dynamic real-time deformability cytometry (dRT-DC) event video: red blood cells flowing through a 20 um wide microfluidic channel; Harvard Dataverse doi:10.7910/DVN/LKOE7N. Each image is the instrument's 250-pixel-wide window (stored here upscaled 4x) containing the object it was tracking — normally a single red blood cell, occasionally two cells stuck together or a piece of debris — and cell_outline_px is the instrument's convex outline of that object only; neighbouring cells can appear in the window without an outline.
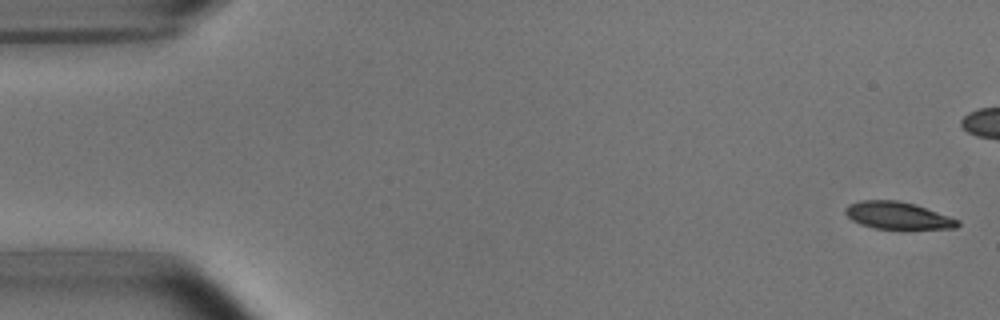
{"species": "common noctule bat (a hibernating species)", "species_latin": "Nyctalus noctula", "temperature_condition": "room temperature", "stored_images_in_passage": 5, "camera_frame_rate_fps": 3000, "um_per_image_px": 0.085, "animal": {"sex": "male", "body_mass_g": 15.6}, "frame": {"image": 1, "passage_image": 1, "time_ms": 0.0, "image_size_px": [1000, 320], "cell_outline_px": [[960, 224], [956, 228], [904, 232], [876, 228], [860, 224], [852, 220], [844, 212], [844, 208], [848, 204], [860, 200], [896, 200], [916, 204], [960, 220]], "centroid_in_image_um": [76.36, 18.37], "position_along_channel_um": 8.6, "area_um2": 18.84}}